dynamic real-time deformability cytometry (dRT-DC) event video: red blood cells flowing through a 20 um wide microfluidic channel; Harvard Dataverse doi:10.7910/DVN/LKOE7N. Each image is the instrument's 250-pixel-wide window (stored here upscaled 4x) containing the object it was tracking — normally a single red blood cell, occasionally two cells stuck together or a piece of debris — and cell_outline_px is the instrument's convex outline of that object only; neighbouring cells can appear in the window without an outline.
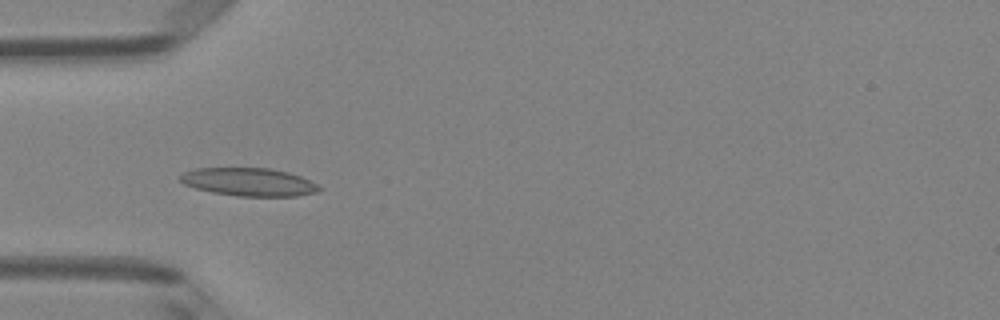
{"species": "Egyptian fruit bat (a non-hibernating species)", "species_latin": "Rousettus aegyptiacus", "temperature_condition": "room temperature", "stored_images_in_passage": 36, "camera_frame_rate_fps": 3000, "um_per_image_px": 0.085, "animal": {"sex": "female"}, "frame": {"image": 1, "passage_image": 2, "time_ms": 0.333, "image_size_px": [1000, 320], "cell_outline_px": [[324, 188], [316, 192], [296, 196], [236, 196], [212, 192], [196, 188], [184, 184], [180, 180], [180, 176], [184, 172], [196, 168], [268, 168], [288, 172], [300, 176]], "centroid_in_image_um": [21.16, 15.47], "position_along_channel_um": 63.8, "area_um2": 22.6}}
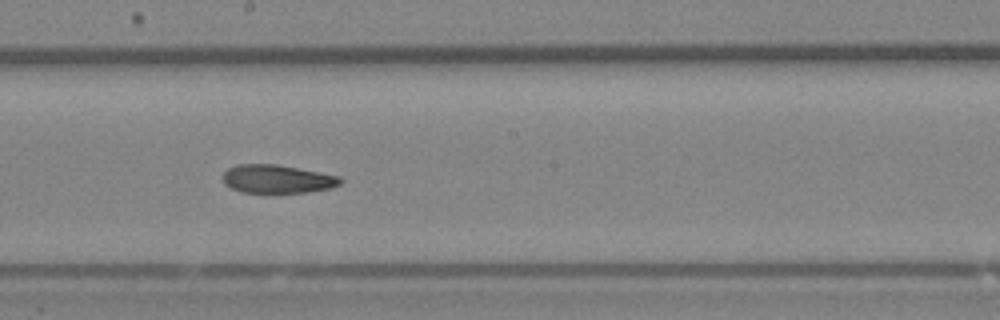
{"frame": {"image": 2, "passage_image": 14, "time_ms": 4.333, "image_size_px": [1000, 320], "cell_outline_px": [[344, 180], [340, 184], [332, 188], [308, 192], [240, 192], [224, 184], [224, 172], [228, 168], [236, 164], [276, 164], [320, 172], [340, 176]], "centroid_in_image_um": [23.59, 15.21], "position_along_channel_um": 224.6, "area_um2": 19.42}}
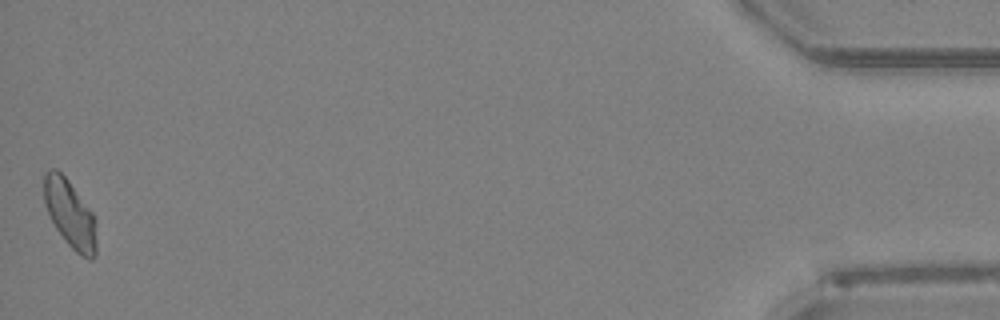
{"frame": {"image": 3, "passage_image": 36, "time_ms": 11.667, "image_size_px": [1000, 320], "cell_outline_px": [[96, 256], [92, 260], [88, 260], [80, 256], [68, 244], [56, 228], [44, 204], [44, 172], [52, 168], [56, 168], [68, 180], [92, 212], [96, 220]], "centroid_in_image_um": [5.97, 18.2], "position_along_channel_um": 429.2, "area_um2": 20.75}, "authors_computed_cell_mechanics": {"area_um2": 20.2878, "velocity_mm_per_s": 4.0564, "shape_relaxation_time_tau1_ms": null, "shape_relaxation_time_tau2_ms": 4.6089, "deformation_change_tau1": null, "deformation_change_tau2": 0.1091}}